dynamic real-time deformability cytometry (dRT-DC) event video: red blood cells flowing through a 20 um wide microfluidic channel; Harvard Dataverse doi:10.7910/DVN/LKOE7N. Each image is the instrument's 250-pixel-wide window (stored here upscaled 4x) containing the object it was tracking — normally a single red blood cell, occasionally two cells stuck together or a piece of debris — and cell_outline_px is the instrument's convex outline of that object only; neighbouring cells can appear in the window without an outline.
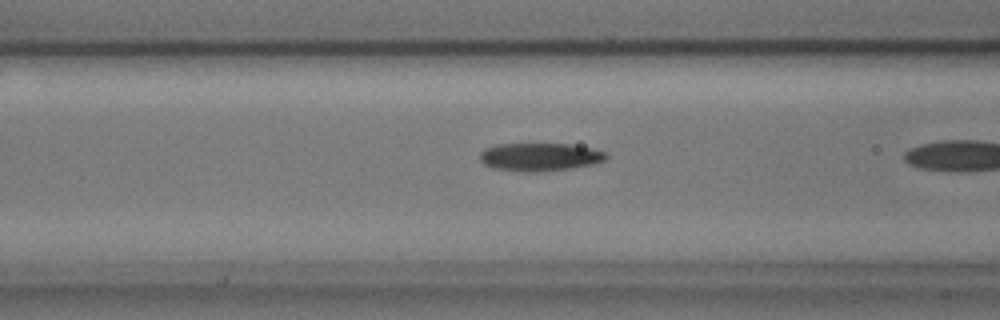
{"species": "common noctule bat (a hibernating species)", "species_latin": "Nyctalus noctula", "temperature_condition": "cold", "stored_images_in_passage": 20, "camera_frame_rate_fps": 3000, "um_per_image_px": 0.085, "animal": {"sex": "male", "body_mass_g": 17.9, "forearm_length_mm": 54.2}, "frame": {"image": 1, "passage_image": 15, "time_ms": 4.667, "image_size_px": [1000, 320], "cell_outline_px": [[608, 156], [604, 160], [592, 164], [572, 168], [536, 172], [520, 172], [492, 168], [484, 164], [480, 160], [480, 152], [484, 148], [496, 144], [568, 144], [592, 148], [604, 152]], "centroid_in_image_um": [45.83, 13.34], "position_along_channel_um": 120.8, "area_um2": 20.69}}